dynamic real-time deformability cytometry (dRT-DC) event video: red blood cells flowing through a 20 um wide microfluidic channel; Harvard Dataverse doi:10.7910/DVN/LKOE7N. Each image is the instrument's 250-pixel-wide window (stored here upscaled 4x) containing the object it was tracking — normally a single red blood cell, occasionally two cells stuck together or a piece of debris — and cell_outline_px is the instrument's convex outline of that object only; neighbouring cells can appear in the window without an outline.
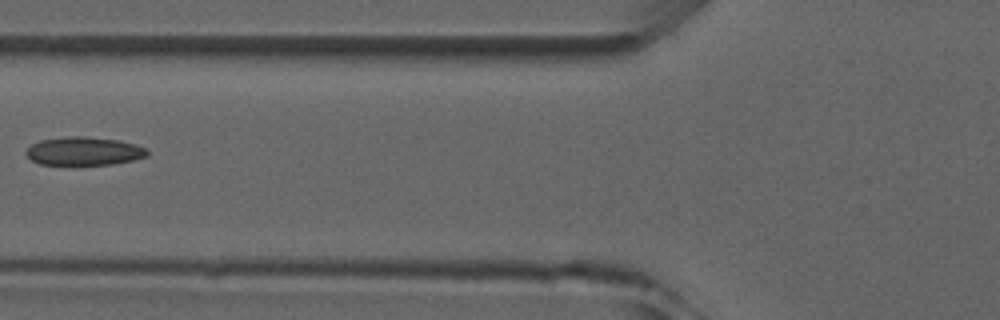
{"species": "common noctule bat (a hibernating species)", "species_latin": "Nyctalus noctula", "temperature_condition": "room temperature", "stored_images_in_passage": 7, "camera_frame_rate_fps": 3000, "um_per_image_px": 0.085, "animal": {"sex": "male", "forearm_length_mm": 52.5}, "frame": {"image": 1, "passage_image": 6, "time_ms": 6.0, "image_size_px": [1000, 320], "cell_outline_px": [[148, 156], [132, 160], [112, 164], [40, 164], [32, 160], [24, 152], [32, 144], [40, 140], [68, 136], [84, 136], [120, 140], [136, 144], [148, 148]], "centroid_in_image_um": [7.17, 12.83], "position_along_channel_um": 118.6, "area_um2": 20.0}}
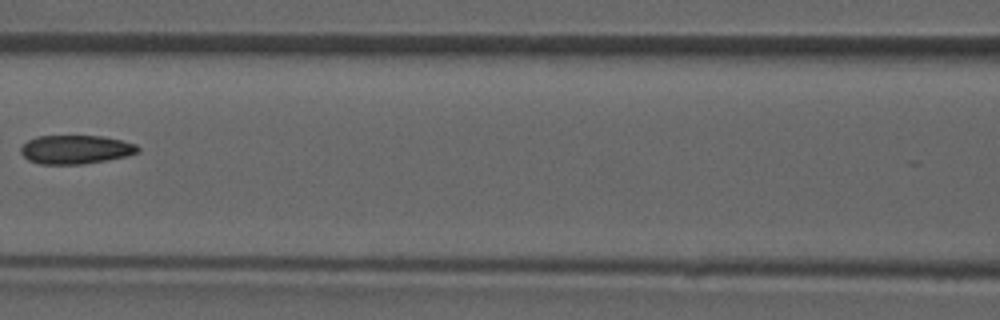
{"frame": {"image": 2, "passage_image": 7, "time_ms": 7.0, "image_size_px": [1000, 320], "cell_outline_px": [[140, 152], [128, 156], [84, 164], [40, 164], [28, 160], [20, 152], [20, 148], [28, 140], [36, 136], [100, 136], [120, 140], [136, 144], [140, 148]], "centroid_in_image_um": [6.44, 12.71], "position_along_channel_um": 160.2, "area_um2": 19.65}}